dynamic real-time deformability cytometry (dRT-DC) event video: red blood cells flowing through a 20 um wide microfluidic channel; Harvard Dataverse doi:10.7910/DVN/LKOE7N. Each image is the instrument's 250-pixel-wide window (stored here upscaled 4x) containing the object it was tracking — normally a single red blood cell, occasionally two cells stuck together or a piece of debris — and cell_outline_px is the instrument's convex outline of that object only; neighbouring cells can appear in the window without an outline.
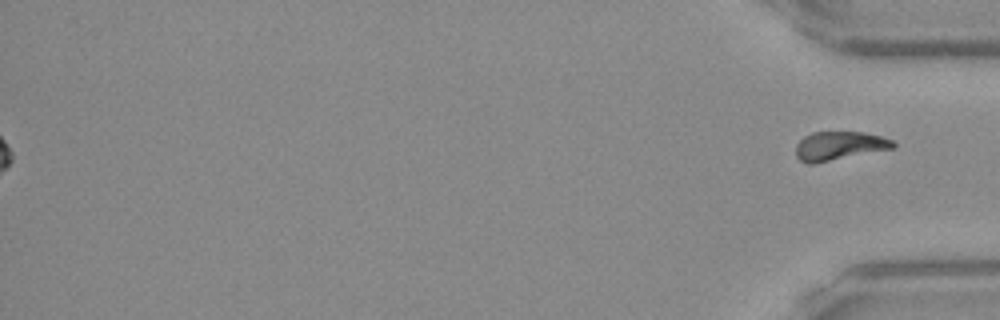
{"species": "Egyptian fruit bat (a non-hibernating species)", "species_latin": "Rousettus aegyptiacus", "temperature_condition": "warm", "stored_images_in_passage": 39, "segment_of_instrument_passage": [2, 2], "camera_frame_rate_fps": 3000, "um_per_image_px": 0.085, "frame": {"image": 1, "passage_image": 39, "time_ms": 12.667, "image_size_px": [1000, 320], "cell_outline_px": [[896, 144], [892, 148], [812, 164], [808, 164], [800, 160], [796, 156], [796, 144], [804, 136], [812, 132], [864, 132], [880, 136], [892, 140]], "centroid_in_image_um": [71.29, 12.39], "position_along_channel_um": 363.9, "area_um2": 16.07}}